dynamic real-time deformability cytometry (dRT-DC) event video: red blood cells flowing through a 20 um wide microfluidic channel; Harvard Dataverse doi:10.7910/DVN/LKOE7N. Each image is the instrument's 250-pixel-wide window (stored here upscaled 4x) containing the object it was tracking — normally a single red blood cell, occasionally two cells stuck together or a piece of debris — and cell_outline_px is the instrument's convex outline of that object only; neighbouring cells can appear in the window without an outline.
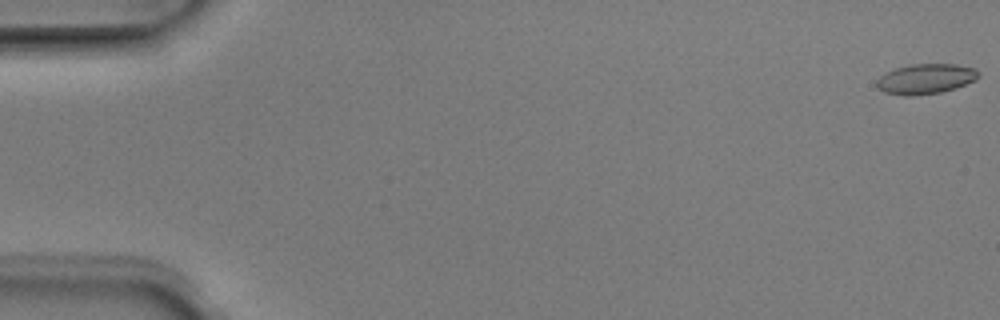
{"species": "Egyptian fruit bat (a non-hibernating species)", "species_latin": "Rousettus aegyptiacus", "temperature_condition": "room temperature", "stored_images_in_passage": 5, "camera_frame_rate_fps": 3000, "um_per_image_px": 0.085, "animal": {"sex": "male"}, "frame": {"image": 1, "passage_image": 1, "time_ms": 0.0, "image_size_px": [1000, 320], "cell_outline_px": [[980, 76], [976, 80], [940, 92], [912, 96], [904, 96], [884, 92], [876, 84], [876, 80], [880, 76], [896, 68], [908, 64], [956, 64], [976, 68], [980, 72]], "centroid_in_image_um": [78.7, 6.69], "position_along_channel_um": 6.3, "area_um2": 17.8}}
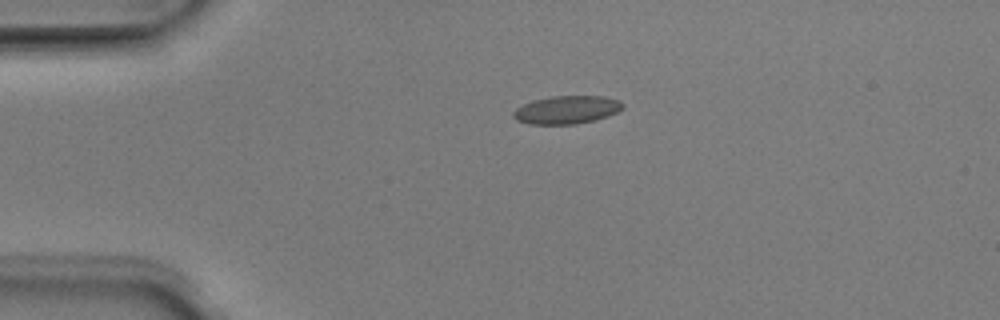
{"frame": {"image": 2, "passage_image": 4, "time_ms": 1.0, "image_size_px": [1000, 320], "cell_outline_px": [[624, 108], [608, 116], [576, 124], [528, 124], [516, 120], [512, 116], [512, 112], [516, 108], [532, 100], [552, 96], [604, 96], [620, 100], [624, 104]], "centroid_in_image_um": [48.16, 9.33], "position_along_channel_um": 36.8, "area_um2": 17.98}}